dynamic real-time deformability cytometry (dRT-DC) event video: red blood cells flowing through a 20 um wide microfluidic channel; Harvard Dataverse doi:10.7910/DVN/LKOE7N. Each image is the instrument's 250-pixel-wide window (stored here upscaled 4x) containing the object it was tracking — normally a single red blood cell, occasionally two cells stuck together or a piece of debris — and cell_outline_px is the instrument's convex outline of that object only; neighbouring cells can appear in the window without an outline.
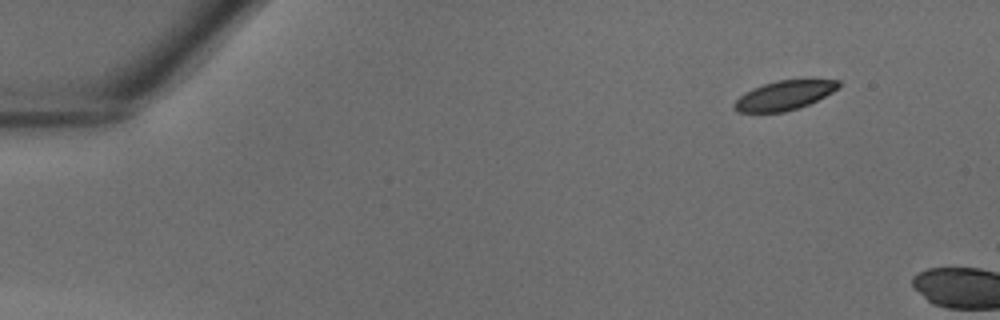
{"species": "common noctule bat (a hibernating species)", "species_latin": "Nyctalus noctula", "temperature_condition": "warm", "stored_images_in_passage": 4, "camera_frame_rate_fps": 3000, "um_per_image_px": 0.085, "animal": {"sex": "male", "body_mass_g": 18.8}, "frame": {"image": 1, "passage_image": 1, "time_ms": 0.0, "image_size_px": [1000, 320], "cell_outline_px": [[840, 88], [808, 104], [784, 112], [736, 112], [732, 108], [732, 104], [744, 92], [752, 88], [776, 80], [840, 80]], "centroid_in_image_um": [66.61, 8.11], "position_along_channel_um": 18.4, "area_um2": 17.69}}